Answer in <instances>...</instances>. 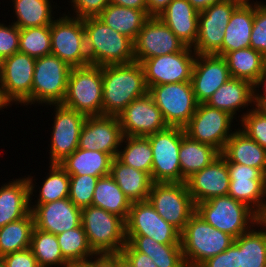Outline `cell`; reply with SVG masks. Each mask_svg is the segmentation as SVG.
Segmentation results:
<instances>
[{
	"instance_id": "cell-24",
	"label": "cell",
	"mask_w": 266,
	"mask_h": 267,
	"mask_svg": "<svg viewBox=\"0 0 266 267\" xmlns=\"http://www.w3.org/2000/svg\"><path fill=\"white\" fill-rule=\"evenodd\" d=\"M35 228L58 235L81 225V208L69 197L43 204H30Z\"/></svg>"
},
{
	"instance_id": "cell-29",
	"label": "cell",
	"mask_w": 266,
	"mask_h": 267,
	"mask_svg": "<svg viewBox=\"0 0 266 267\" xmlns=\"http://www.w3.org/2000/svg\"><path fill=\"white\" fill-rule=\"evenodd\" d=\"M254 3H240L231 14L224 31L222 56L228 52L250 47V37L254 22Z\"/></svg>"
},
{
	"instance_id": "cell-12",
	"label": "cell",
	"mask_w": 266,
	"mask_h": 267,
	"mask_svg": "<svg viewBox=\"0 0 266 267\" xmlns=\"http://www.w3.org/2000/svg\"><path fill=\"white\" fill-rule=\"evenodd\" d=\"M35 63L36 58L21 52L0 61V101L6 108L31 95Z\"/></svg>"
},
{
	"instance_id": "cell-1",
	"label": "cell",
	"mask_w": 266,
	"mask_h": 267,
	"mask_svg": "<svg viewBox=\"0 0 266 267\" xmlns=\"http://www.w3.org/2000/svg\"><path fill=\"white\" fill-rule=\"evenodd\" d=\"M102 115L117 116L148 88L139 62L102 66Z\"/></svg>"
},
{
	"instance_id": "cell-14",
	"label": "cell",
	"mask_w": 266,
	"mask_h": 267,
	"mask_svg": "<svg viewBox=\"0 0 266 267\" xmlns=\"http://www.w3.org/2000/svg\"><path fill=\"white\" fill-rule=\"evenodd\" d=\"M240 3L238 0H225L199 12L197 41L192 47L196 54L222 56L225 28Z\"/></svg>"
},
{
	"instance_id": "cell-16",
	"label": "cell",
	"mask_w": 266,
	"mask_h": 267,
	"mask_svg": "<svg viewBox=\"0 0 266 267\" xmlns=\"http://www.w3.org/2000/svg\"><path fill=\"white\" fill-rule=\"evenodd\" d=\"M126 224V236H148L162 244H181V232L167 223L148 200L133 202Z\"/></svg>"
},
{
	"instance_id": "cell-21",
	"label": "cell",
	"mask_w": 266,
	"mask_h": 267,
	"mask_svg": "<svg viewBox=\"0 0 266 267\" xmlns=\"http://www.w3.org/2000/svg\"><path fill=\"white\" fill-rule=\"evenodd\" d=\"M117 117L123 136L147 137L168 127L148 93L133 100Z\"/></svg>"
},
{
	"instance_id": "cell-6",
	"label": "cell",
	"mask_w": 266,
	"mask_h": 267,
	"mask_svg": "<svg viewBox=\"0 0 266 267\" xmlns=\"http://www.w3.org/2000/svg\"><path fill=\"white\" fill-rule=\"evenodd\" d=\"M102 67L86 65L71 68L62 105L86 116L102 115Z\"/></svg>"
},
{
	"instance_id": "cell-18",
	"label": "cell",
	"mask_w": 266,
	"mask_h": 267,
	"mask_svg": "<svg viewBox=\"0 0 266 267\" xmlns=\"http://www.w3.org/2000/svg\"><path fill=\"white\" fill-rule=\"evenodd\" d=\"M230 185L228 195L245 203L260 217L265 213L266 175L260 170L237 163H228Z\"/></svg>"
},
{
	"instance_id": "cell-11",
	"label": "cell",
	"mask_w": 266,
	"mask_h": 267,
	"mask_svg": "<svg viewBox=\"0 0 266 267\" xmlns=\"http://www.w3.org/2000/svg\"><path fill=\"white\" fill-rule=\"evenodd\" d=\"M182 127H170L147 136L153 152L151 179L154 183H181L179 148Z\"/></svg>"
},
{
	"instance_id": "cell-41",
	"label": "cell",
	"mask_w": 266,
	"mask_h": 267,
	"mask_svg": "<svg viewBox=\"0 0 266 267\" xmlns=\"http://www.w3.org/2000/svg\"><path fill=\"white\" fill-rule=\"evenodd\" d=\"M120 148L116 157L120 162L151 175L153 152L148 137L123 136Z\"/></svg>"
},
{
	"instance_id": "cell-3",
	"label": "cell",
	"mask_w": 266,
	"mask_h": 267,
	"mask_svg": "<svg viewBox=\"0 0 266 267\" xmlns=\"http://www.w3.org/2000/svg\"><path fill=\"white\" fill-rule=\"evenodd\" d=\"M234 237L208 224L196 212L181 232V246L187 267H199L208 258L224 252Z\"/></svg>"
},
{
	"instance_id": "cell-19",
	"label": "cell",
	"mask_w": 266,
	"mask_h": 267,
	"mask_svg": "<svg viewBox=\"0 0 266 267\" xmlns=\"http://www.w3.org/2000/svg\"><path fill=\"white\" fill-rule=\"evenodd\" d=\"M134 43L135 62L182 51L186 45L158 17H150Z\"/></svg>"
},
{
	"instance_id": "cell-48",
	"label": "cell",
	"mask_w": 266,
	"mask_h": 267,
	"mask_svg": "<svg viewBox=\"0 0 266 267\" xmlns=\"http://www.w3.org/2000/svg\"><path fill=\"white\" fill-rule=\"evenodd\" d=\"M20 29L14 24L0 23V61L19 52Z\"/></svg>"
},
{
	"instance_id": "cell-17",
	"label": "cell",
	"mask_w": 266,
	"mask_h": 267,
	"mask_svg": "<svg viewBox=\"0 0 266 267\" xmlns=\"http://www.w3.org/2000/svg\"><path fill=\"white\" fill-rule=\"evenodd\" d=\"M51 106H54L55 117L50 134L49 164H59L78 148L80 132L87 116L62 104Z\"/></svg>"
},
{
	"instance_id": "cell-63",
	"label": "cell",
	"mask_w": 266,
	"mask_h": 267,
	"mask_svg": "<svg viewBox=\"0 0 266 267\" xmlns=\"http://www.w3.org/2000/svg\"><path fill=\"white\" fill-rule=\"evenodd\" d=\"M240 1L241 3H249L250 0H238Z\"/></svg>"
},
{
	"instance_id": "cell-54",
	"label": "cell",
	"mask_w": 266,
	"mask_h": 267,
	"mask_svg": "<svg viewBox=\"0 0 266 267\" xmlns=\"http://www.w3.org/2000/svg\"><path fill=\"white\" fill-rule=\"evenodd\" d=\"M173 0H147V10L150 17H157Z\"/></svg>"
},
{
	"instance_id": "cell-52",
	"label": "cell",
	"mask_w": 266,
	"mask_h": 267,
	"mask_svg": "<svg viewBox=\"0 0 266 267\" xmlns=\"http://www.w3.org/2000/svg\"><path fill=\"white\" fill-rule=\"evenodd\" d=\"M121 253L134 267H158L148 255L136 251L128 242L121 250Z\"/></svg>"
},
{
	"instance_id": "cell-34",
	"label": "cell",
	"mask_w": 266,
	"mask_h": 267,
	"mask_svg": "<svg viewBox=\"0 0 266 267\" xmlns=\"http://www.w3.org/2000/svg\"><path fill=\"white\" fill-rule=\"evenodd\" d=\"M138 252L148 255L158 267H187L181 244H162L148 236H126Z\"/></svg>"
},
{
	"instance_id": "cell-5",
	"label": "cell",
	"mask_w": 266,
	"mask_h": 267,
	"mask_svg": "<svg viewBox=\"0 0 266 267\" xmlns=\"http://www.w3.org/2000/svg\"><path fill=\"white\" fill-rule=\"evenodd\" d=\"M81 224L95 254L120 253L127 243L125 221L100 207L82 208Z\"/></svg>"
},
{
	"instance_id": "cell-53",
	"label": "cell",
	"mask_w": 266,
	"mask_h": 267,
	"mask_svg": "<svg viewBox=\"0 0 266 267\" xmlns=\"http://www.w3.org/2000/svg\"><path fill=\"white\" fill-rule=\"evenodd\" d=\"M85 263L88 267H117V253L95 254Z\"/></svg>"
},
{
	"instance_id": "cell-58",
	"label": "cell",
	"mask_w": 266,
	"mask_h": 267,
	"mask_svg": "<svg viewBox=\"0 0 266 267\" xmlns=\"http://www.w3.org/2000/svg\"><path fill=\"white\" fill-rule=\"evenodd\" d=\"M117 267H134L132 263L120 252L117 253Z\"/></svg>"
},
{
	"instance_id": "cell-45",
	"label": "cell",
	"mask_w": 266,
	"mask_h": 267,
	"mask_svg": "<svg viewBox=\"0 0 266 267\" xmlns=\"http://www.w3.org/2000/svg\"><path fill=\"white\" fill-rule=\"evenodd\" d=\"M240 118V130L266 149V111L256 105L241 114Z\"/></svg>"
},
{
	"instance_id": "cell-15",
	"label": "cell",
	"mask_w": 266,
	"mask_h": 267,
	"mask_svg": "<svg viewBox=\"0 0 266 267\" xmlns=\"http://www.w3.org/2000/svg\"><path fill=\"white\" fill-rule=\"evenodd\" d=\"M192 47L182 51L145 59L143 67L147 88L168 83L191 81L192 69L196 58Z\"/></svg>"
},
{
	"instance_id": "cell-20",
	"label": "cell",
	"mask_w": 266,
	"mask_h": 267,
	"mask_svg": "<svg viewBox=\"0 0 266 267\" xmlns=\"http://www.w3.org/2000/svg\"><path fill=\"white\" fill-rule=\"evenodd\" d=\"M122 138L117 116H87L80 132L78 148L102 151L116 158Z\"/></svg>"
},
{
	"instance_id": "cell-26",
	"label": "cell",
	"mask_w": 266,
	"mask_h": 267,
	"mask_svg": "<svg viewBox=\"0 0 266 267\" xmlns=\"http://www.w3.org/2000/svg\"><path fill=\"white\" fill-rule=\"evenodd\" d=\"M189 47L197 41L199 12L187 0H173L157 16Z\"/></svg>"
},
{
	"instance_id": "cell-2",
	"label": "cell",
	"mask_w": 266,
	"mask_h": 267,
	"mask_svg": "<svg viewBox=\"0 0 266 267\" xmlns=\"http://www.w3.org/2000/svg\"><path fill=\"white\" fill-rule=\"evenodd\" d=\"M84 30L90 64L102 67L135 61L133 41L107 26L100 18H84Z\"/></svg>"
},
{
	"instance_id": "cell-61",
	"label": "cell",
	"mask_w": 266,
	"mask_h": 267,
	"mask_svg": "<svg viewBox=\"0 0 266 267\" xmlns=\"http://www.w3.org/2000/svg\"><path fill=\"white\" fill-rule=\"evenodd\" d=\"M263 58H264V67H265V71H266V53L263 54Z\"/></svg>"
},
{
	"instance_id": "cell-51",
	"label": "cell",
	"mask_w": 266,
	"mask_h": 267,
	"mask_svg": "<svg viewBox=\"0 0 266 267\" xmlns=\"http://www.w3.org/2000/svg\"><path fill=\"white\" fill-rule=\"evenodd\" d=\"M0 261L5 267H39L30 248L7 254Z\"/></svg>"
},
{
	"instance_id": "cell-22",
	"label": "cell",
	"mask_w": 266,
	"mask_h": 267,
	"mask_svg": "<svg viewBox=\"0 0 266 267\" xmlns=\"http://www.w3.org/2000/svg\"><path fill=\"white\" fill-rule=\"evenodd\" d=\"M230 78L229 68L223 56L197 54L191 77L197 103H206L213 93Z\"/></svg>"
},
{
	"instance_id": "cell-50",
	"label": "cell",
	"mask_w": 266,
	"mask_h": 267,
	"mask_svg": "<svg viewBox=\"0 0 266 267\" xmlns=\"http://www.w3.org/2000/svg\"><path fill=\"white\" fill-rule=\"evenodd\" d=\"M199 267H240L238 260V245L234 242L224 252L208 258Z\"/></svg>"
},
{
	"instance_id": "cell-46",
	"label": "cell",
	"mask_w": 266,
	"mask_h": 267,
	"mask_svg": "<svg viewBox=\"0 0 266 267\" xmlns=\"http://www.w3.org/2000/svg\"><path fill=\"white\" fill-rule=\"evenodd\" d=\"M91 175H70L69 199L79 208L92 205L96 182Z\"/></svg>"
},
{
	"instance_id": "cell-57",
	"label": "cell",
	"mask_w": 266,
	"mask_h": 267,
	"mask_svg": "<svg viewBox=\"0 0 266 267\" xmlns=\"http://www.w3.org/2000/svg\"><path fill=\"white\" fill-rule=\"evenodd\" d=\"M198 12H201L213 4L220 3L225 0H187Z\"/></svg>"
},
{
	"instance_id": "cell-30",
	"label": "cell",
	"mask_w": 266,
	"mask_h": 267,
	"mask_svg": "<svg viewBox=\"0 0 266 267\" xmlns=\"http://www.w3.org/2000/svg\"><path fill=\"white\" fill-rule=\"evenodd\" d=\"M110 176L131 203L147 200L154 183L149 173L126 166L117 158L111 162Z\"/></svg>"
},
{
	"instance_id": "cell-35",
	"label": "cell",
	"mask_w": 266,
	"mask_h": 267,
	"mask_svg": "<svg viewBox=\"0 0 266 267\" xmlns=\"http://www.w3.org/2000/svg\"><path fill=\"white\" fill-rule=\"evenodd\" d=\"M220 154L211 145L193 140L185 134L179 148L181 182H185L192 174L208 166Z\"/></svg>"
},
{
	"instance_id": "cell-37",
	"label": "cell",
	"mask_w": 266,
	"mask_h": 267,
	"mask_svg": "<svg viewBox=\"0 0 266 267\" xmlns=\"http://www.w3.org/2000/svg\"><path fill=\"white\" fill-rule=\"evenodd\" d=\"M131 204L110 175L97 180L92 200L93 206L117 215L126 222Z\"/></svg>"
},
{
	"instance_id": "cell-7",
	"label": "cell",
	"mask_w": 266,
	"mask_h": 267,
	"mask_svg": "<svg viewBox=\"0 0 266 267\" xmlns=\"http://www.w3.org/2000/svg\"><path fill=\"white\" fill-rule=\"evenodd\" d=\"M72 67L52 54L36 58L31 95L21 106L62 104Z\"/></svg>"
},
{
	"instance_id": "cell-8",
	"label": "cell",
	"mask_w": 266,
	"mask_h": 267,
	"mask_svg": "<svg viewBox=\"0 0 266 267\" xmlns=\"http://www.w3.org/2000/svg\"><path fill=\"white\" fill-rule=\"evenodd\" d=\"M51 54L59 57L70 67L89 65L86 51L84 18L62 14L50 25Z\"/></svg>"
},
{
	"instance_id": "cell-55",
	"label": "cell",
	"mask_w": 266,
	"mask_h": 267,
	"mask_svg": "<svg viewBox=\"0 0 266 267\" xmlns=\"http://www.w3.org/2000/svg\"><path fill=\"white\" fill-rule=\"evenodd\" d=\"M110 3L136 10H147V0H110Z\"/></svg>"
},
{
	"instance_id": "cell-28",
	"label": "cell",
	"mask_w": 266,
	"mask_h": 267,
	"mask_svg": "<svg viewBox=\"0 0 266 267\" xmlns=\"http://www.w3.org/2000/svg\"><path fill=\"white\" fill-rule=\"evenodd\" d=\"M234 130L221 154L228 163L260 169L266 175V149L248 137L239 127Z\"/></svg>"
},
{
	"instance_id": "cell-36",
	"label": "cell",
	"mask_w": 266,
	"mask_h": 267,
	"mask_svg": "<svg viewBox=\"0 0 266 267\" xmlns=\"http://www.w3.org/2000/svg\"><path fill=\"white\" fill-rule=\"evenodd\" d=\"M234 242L238 245L240 267H266V225L261 220Z\"/></svg>"
},
{
	"instance_id": "cell-27",
	"label": "cell",
	"mask_w": 266,
	"mask_h": 267,
	"mask_svg": "<svg viewBox=\"0 0 266 267\" xmlns=\"http://www.w3.org/2000/svg\"><path fill=\"white\" fill-rule=\"evenodd\" d=\"M26 176L0 187V227L18 221L30 212V186ZM22 178V179H21Z\"/></svg>"
},
{
	"instance_id": "cell-60",
	"label": "cell",
	"mask_w": 266,
	"mask_h": 267,
	"mask_svg": "<svg viewBox=\"0 0 266 267\" xmlns=\"http://www.w3.org/2000/svg\"><path fill=\"white\" fill-rule=\"evenodd\" d=\"M261 221L266 225V208L265 213L261 216Z\"/></svg>"
},
{
	"instance_id": "cell-56",
	"label": "cell",
	"mask_w": 266,
	"mask_h": 267,
	"mask_svg": "<svg viewBox=\"0 0 266 267\" xmlns=\"http://www.w3.org/2000/svg\"><path fill=\"white\" fill-rule=\"evenodd\" d=\"M263 85V86H262ZM262 86V89L264 88V90H262L263 92L259 91V88ZM257 105L262 109L266 111V72L262 77V80L259 84V86L257 87ZM263 94H260V93Z\"/></svg>"
},
{
	"instance_id": "cell-9",
	"label": "cell",
	"mask_w": 266,
	"mask_h": 267,
	"mask_svg": "<svg viewBox=\"0 0 266 267\" xmlns=\"http://www.w3.org/2000/svg\"><path fill=\"white\" fill-rule=\"evenodd\" d=\"M147 200L167 223L180 232L196 212V205L185 182L153 183Z\"/></svg>"
},
{
	"instance_id": "cell-42",
	"label": "cell",
	"mask_w": 266,
	"mask_h": 267,
	"mask_svg": "<svg viewBox=\"0 0 266 267\" xmlns=\"http://www.w3.org/2000/svg\"><path fill=\"white\" fill-rule=\"evenodd\" d=\"M30 249L39 267H66L70 264L62 255L56 235L33 228Z\"/></svg>"
},
{
	"instance_id": "cell-13",
	"label": "cell",
	"mask_w": 266,
	"mask_h": 267,
	"mask_svg": "<svg viewBox=\"0 0 266 267\" xmlns=\"http://www.w3.org/2000/svg\"><path fill=\"white\" fill-rule=\"evenodd\" d=\"M233 119L229 113L201 103L183 129L191 139L211 145L222 153L234 133L231 128Z\"/></svg>"
},
{
	"instance_id": "cell-10",
	"label": "cell",
	"mask_w": 266,
	"mask_h": 267,
	"mask_svg": "<svg viewBox=\"0 0 266 267\" xmlns=\"http://www.w3.org/2000/svg\"><path fill=\"white\" fill-rule=\"evenodd\" d=\"M148 94L170 127L183 128L198 106L191 81L151 86Z\"/></svg>"
},
{
	"instance_id": "cell-62",
	"label": "cell",
	"mask_w": 266,
	"mask_h": 267,
	"mask_svg": "<svg viewBox=\"0 0 266 267\" xmlns=\"http://www.w3.org/2000/svg\"><path fill=\"white\" fill-rule=\"evenodd\" d=\"M6 106L0 101V110L2 111Z\"/></svg>"
},
{
	"instance_id": "cell-40",
	"label": "cell",
	"mask_w": 266,
	"mask_h": 267,
	"mask_svg": "<svg viewBox=\"0 0 266 267\" xmlns=\"http://www.w3.org/2000/svg\"><path fill=\"white\" fill-rule=\"evenodd\" d=\"M34 216L30 212L22 219L0 227V258L30 248Z\"/></svg>"
},
{
	"instance_id": "cell-39",
	"label": "cell",
	"mask_w": 266,
	"mask_h": 267,
	"mask_svg": "<svg viewBox=\"0 0 266 267\" xmlns=\"http://www.w3.org/2000/svg\"><path fill=\"white\" fill-rule=\"evenodd\" d=\"M14 23L19 29L51 25L54 21L50 0H12Z\"/></svg>"
},
{
	"instance_id": "cell-4",
	"label": "cell",
	"mask_w": 266,
	"mask_h": 267,
	"mask_svg": "<svg viewBox=\"0 0 266 267\" xmlns=\"http://www.w3.org/2000/svg\"><path fill=\"white\" fill-rule=\"evenodd\" d=\"M196 213L211 226L234 238H238L261 220L248 205L229 195L196 204Z\"/></svg>"
},
{
	"instance_id": "cell-64",
	"label": "cell",
	"mask_w": 266,
	"mask_h": 267,
	"mask_svg": "<svg viewBox=\"0 0 266 267\" xmlns=\"http://www.w3.org/2000/svg\"><path fill=\"white\" fill-rule=\"evenodd\" d=\"M0 267H5L1 261H0Z\"/></svg>"
},
{
	"instance_id": "cell-33",
	"label": "cell",
	"mask_w": 266,
	"mask_h": 267,
	"mask_svg": "<svg viewBox=\"0 0 266 267\" xmlns=\"http://www.w3.org/2000/svg\"><path fill=\"white\" fill-rule=\"evenodd\" d=\"M226 59L231 78L247 80L258 87L265 74L263 54L251 47L228 52Z\"/></svg>"
},
{
	"instance_id": "cell-43",
	"label": "cell",
	"mask_w": 266,
	"mask_h": 267,
	"mask_svg": "<svg viewBox=\"0 0 266 267\" xmlns=\"http://www.w3.org/2000/svg\"><path fill=\"white\" fill-rule=\"evenodd\" d=\"M63 257L70 263H85L95 255L88 244L82 224L56 235Z\"/></svg>"
},
{
	"instance_id": "cell-32",
	"label": "cell",
	"mask_w": 266,
	"mask_h": 267,
	"mask_svg": "<svg viewBox=\"0 0 266 267\" xmlns=\"http://www.w3.org/2000/svg\"><path fill=\"white\" fill-rule=\"evenodd\" d=\"M107 26L135 41L144 23L150 18L148 10H136L109 3L97 16Z\"/></svg>"
},
{
	"instance_id": "cell-44",
	"label": "cell",
	"mask_w": 266,
	"mask_h": 267,
	"mask_svg": "<svg viewBox=\"0 0 266 267\" xmlns=\"http://www.w3.org/2000/svg\"><path fill=\"white\" fill-rule=\"evenodd\" d=\"M19 52L34 58L50 55V25L20 29Z\"/></svg>"
},
{
	"instance_id": "cell-38",
	"label": "cell",
	"mask_w": 266,
	"mask_h": 267,
	"mask_svg": "<svg viewBox=\"0 0 266 267\" xmlns=\"http://www.w3.org/2000/svg\"><path fill=\"white\" fill-rule=\"evenodd\" d=\"M49 168V173L39 189L38 200L35 202H32V196L33 192H37L35 190L37 183L34 184L32 176L28 175L30 204L49 203L69 197L70 175L59 164H50Z\"/></svg>"
},
{
	"instance_id": "cell-31",
	"label": "cell",
	"mask_w": 266,
	"mask_h": 267,
	"mask_svg": "<svg viewBox=\"0 0 266 267\" xmlns=\"http://www.w3.org/2000/svg\"><path fill=\"white\" fill-rule=\"evenodd\" d=\"M113 158L102 151L77 148L59 165L69 175H91L98 178L110 175Z\"/></svg>"
},
{
	"instance_id": "cell-59",
	"label": "cell",
	"mask_w": 266,
	"mask_h": 267,
	"mask_svg": "<svg viewBox=\"0 0 266 267\" xmlns=\"http://www.w3.org/2000/svg\"><path fill=\"white\" fill-rule=\"evenodd\" d=\"M66 267H88L86 263L68 264Z\"/></svg>"
},
{
	"instance_id": "cell-49",
	"label": "cell",
	"mask_w": 266,
	"mask_h": 267,
	"mask_svg": "<svg viewBox=\"0 0 266 267\" xmlns=\"http://www.w3.org/2000/svg\"><path fill=\"white\" fill-rule=\"evenodd\" d=\"M73 15L76 18L97 17L102 10L110 3V0H71ZM75 13V14H74Z\"/></svg>"
},
{
	"instance_id": "cell-47",
	"label": "cell",
	"mask_w": 266,
	"mask_h": 267,
	"mask_svg": "<svg viewBox=\"0 0 266 267\" xmlns=\"http://www.w3.org/2000/svg\"><path fill=\"white\" fill-rule=\"evenodd\" d=\"M250 47L266 53V4L254 2V22L250 37Z\"/></svg>"
},
{
	"instance_id": "cell-25",
	"label": "cell",
	"mask_w": 266,
	"mask_h": 267,
	"mask_svg": "<svg viewBox=\"0 0 266 267\" xmlns=\"http://www.w3.org/2000/svg\"><path fill=\"white\" fill-rule=\"evenodd\" d=\"M205 104L229 113L236 120L237 111L241 108L244 109L250 104V107L254 108L257 105V87L247 80L230 78Z\"/></svg>"
},
{
	"instance_id": "cell-23",
	"label": "cell",
	"mask_w": 266,
	"mask_h": 267,
	"mask_svg": "<svg viewBox=\"0 0 266 267\" xmlns=\"http://www.w3.org/2000/svg\"><path fill=\"white\" fill-rule=\"evenodd\" d=\"M185 183L195 205L228 195L230 177L225 157L220 154L208 166L187 178Z\"/></svg>"
}]
</instances>
